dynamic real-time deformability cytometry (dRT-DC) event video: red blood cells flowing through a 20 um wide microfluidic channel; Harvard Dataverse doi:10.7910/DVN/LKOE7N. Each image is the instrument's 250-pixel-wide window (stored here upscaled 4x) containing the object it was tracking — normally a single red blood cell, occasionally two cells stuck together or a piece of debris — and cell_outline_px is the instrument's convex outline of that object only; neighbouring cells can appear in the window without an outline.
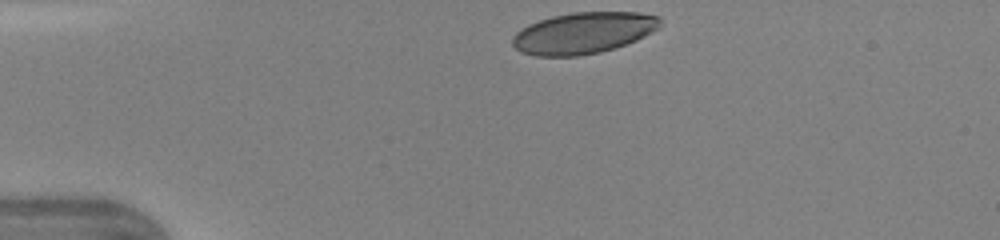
{"species": "human", "species_latin": "Homo sapiens", "temperature_condition": "warm", "stored_images_in_passage": 31, "camera_frame_rate_fps": 3000, "um_per_image_px": 0.085, "donor": {"sex": "female"}, "frame": {"image": 1, "passage_image": 1, "time_ms": 0.0, "image_size_px": [1000, 240], "cell_outline_px": [[660, 28], [636, 40], [600, 52], [576, 56], [536, 56], [520, 52], [512, 44], [512, 36], [516, 32], [528, 24], [552, 16], [572, 12], [640, 12], [660, 16]], "centroid_in_image_um": [49.58, 2.79], "position_along_channel_um": 35.4, "area_um2": 35.6}}
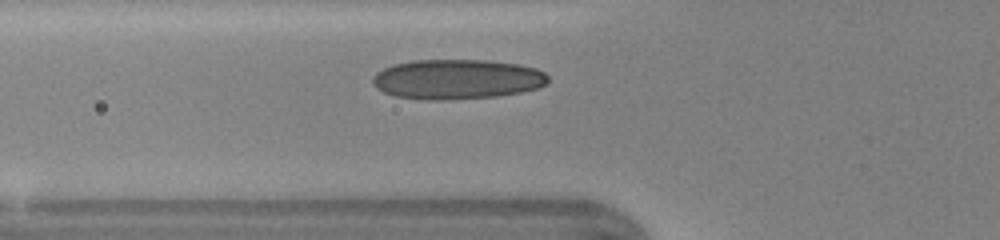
{"frame": {"image": 2, "passage_image": 8, "time_ms": 2.333, "image_size_px": [1000, 240], "cell_outline_px": [[548, 80], [544, 84], [536, 88], [520, 92], [496, 96], [440, 100], [428, 100], [396, 96], [384, 92], [376, 88], [372, 84], [372, 76], [376, 72], [392, 64], [412, 60], [484, 60], [516, 64], [536, 68], [544, 72], [548, 76]], "centroid_in_image_um": [38.79, 6.73], "position_along_channel_um": 87.0, "area_um2": 40.63}}
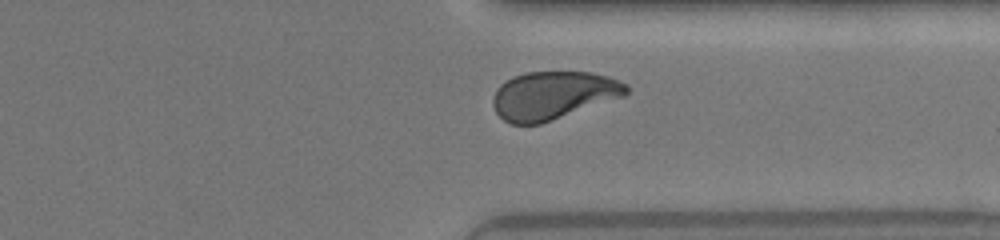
{"frame": {"image": 3, "passage_image": 27, "time_ms": 8.667, "image_size_px": [1000, 240], "cell_outline_px": [[628, 92], [624, 96], [540, 124], [512, 124], [504, 120], [496, 112], [492, 104], [492, 96], [496, 88], [500, 84], [512, 76], [524, 72], [588, 72], [608, 76], [628, 84]], "centroid_in_image_um": [46.99, 8.09], "position_along_channel_um": 364.4, "area_um2": 37.4}, "authors_computed_cell_mechanics": {"area_um2": 37.6856, "velocity_mm_per_s": 4.3664, "shape_relaxation_time_tau1_ms": 4.1371, "shape_relaxation_time_tau2_ms": 0.6712, "deformation_change_tau1": 0.1659, "deformation_change_tau2": 0.0571}}